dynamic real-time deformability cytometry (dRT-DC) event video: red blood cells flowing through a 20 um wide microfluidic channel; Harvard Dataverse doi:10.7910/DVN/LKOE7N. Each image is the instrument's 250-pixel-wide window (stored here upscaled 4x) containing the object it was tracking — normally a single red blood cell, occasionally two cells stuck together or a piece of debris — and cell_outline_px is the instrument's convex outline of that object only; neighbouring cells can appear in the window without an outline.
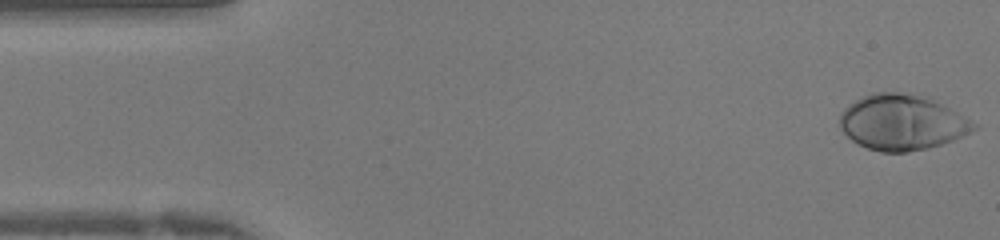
{"species": "human", "species_latin": "Homo sapiens", "temperature_condition": "warm", "stored_images_in_passage": 41, "camera_frame_rate_fps": 3000, "um_per_image_px": 0.085, "donor": {"sex": "female"}, "frame": {"image": 1, "passage_image": 1, "time_ms": 0.0, "image_size_px": [1000, 240], "cell_outline_px": [[976, 128], [952, 140], [928, 148], [908, 152], [880, 152], [856, 144], [840, 128], [840, 116], [844, 108], [848, 104], [872, 92], [900, 92], [924, 96], [956, 112], [976, 124]], "centroid_in_image_um": [76.6, 10.41], "position_along_channel_um": 8.4, "area_um2": 42.71}}
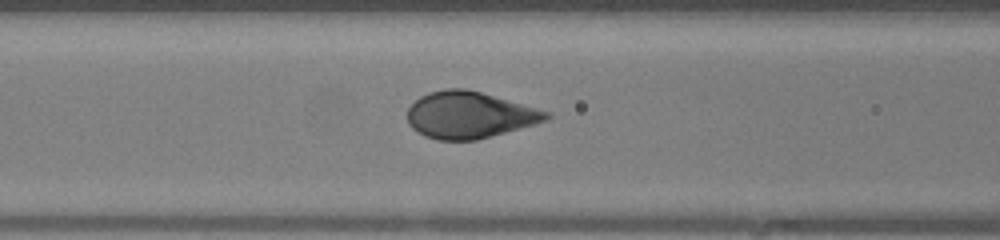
{"frame": {"image": 2, "passage_image": 16, "time_ms": 5.0, "image_size_px": [1000, 240], "cell_outline_px": [[552, 116], [548, 120], [536, 124], [476, 140], [436, 140], [424, 136], [412, 128], [408, 124], [408, 108], [420, 96], [428, 92], [444, 88], [464, 88], [480, 92], [552, 112]], "centroid_in_image_um": [39.91, 9.77], "position_along_channel_um": 126.7, "area_um2": 37.86}}
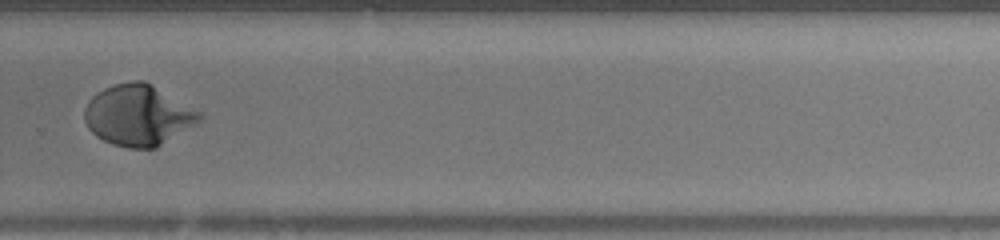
{"frame": {"image": 3, "passage_image": 28, "time_ms": 9.0, "image_size_px": [1000, 240], "cell_outline_px": [[204, 116], [196, 124], [156, 148], [128, 148], [112, 144], [96, 136], [88, 128], [84, 120], [84, 108], [88, 100], [96, 92], [112, 84], [132, 80], [144, 80], [152, 84], [200, 112]], "centroid_in_image_um": [11.71, 9.78], "position_along_channel_um": 318.1, "area_um2": 40.92}}